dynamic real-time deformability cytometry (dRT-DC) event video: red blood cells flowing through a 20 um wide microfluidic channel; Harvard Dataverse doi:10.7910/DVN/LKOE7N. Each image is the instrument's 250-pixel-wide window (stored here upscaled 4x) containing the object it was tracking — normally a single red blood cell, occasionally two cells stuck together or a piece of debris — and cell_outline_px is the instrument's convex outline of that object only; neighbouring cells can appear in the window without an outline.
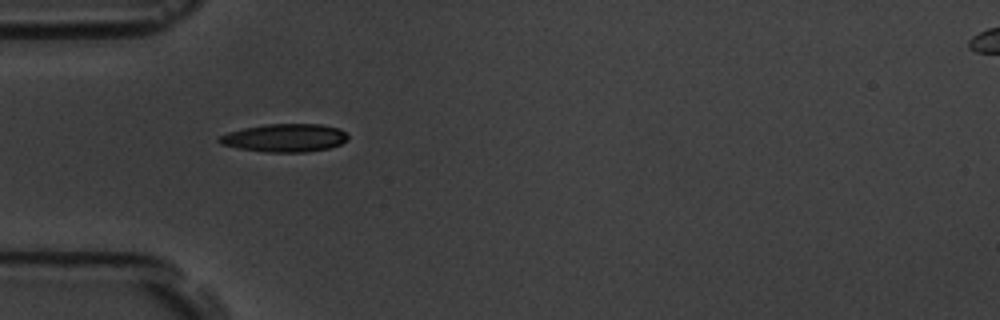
{"species": "common noctule bat (a hibernating species)", "species_latin": "Nyctalus noctula", "temperature_condition": "room temperature", "stored_images_in_passage": 12, "camera_frame_rate_fps": 3000, "um_per_image_px": 0.085, "animal": {"sex": "male", "body_mass_g": 19.5, "forearm_length_mm": 54.6}, "frame": {"image": 1, "passage_image": 1, "time_ms": 0.0, "image_size_px": [1000, 320], "cell_outline_px": [[348, 140], [340, 144], [328, 148], [308, 152], [264, 152], [240, 148], [220, 144], [216, 140], [220, 136], [228, 132], [244, 128], [264, 124], [320, 124], [340, 128], [348, 136]], "centroid_in_image_um": [24.21, 11.72], "position_along_channel_um": 60.8, "area_um2": 21.1}}
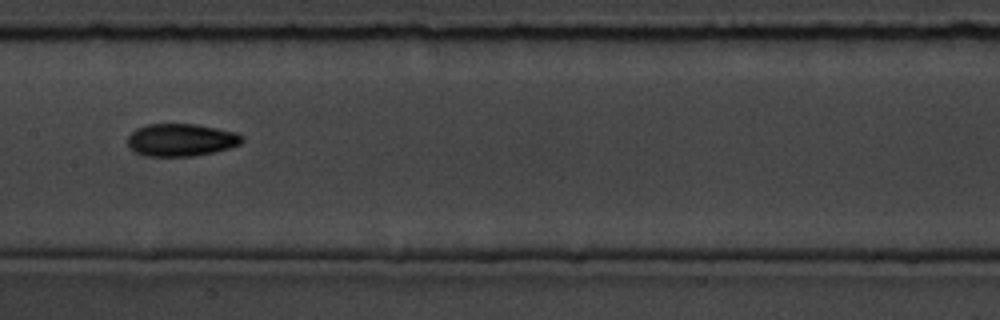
{"frame": {"image": 2, "passage_image": 4, "time_ms": 3.667, "image_size_px": [1000, 320], "cell_outline_px": [[244, 140], [240, 144], [228, 148], [212, 152], [192, 156], [144, 156], [136, 152], [128, 144], [128, 136], [136, 128], [148, 124], [196, 124], [236, 132], [244, 136]], "centroid_in_image_um": [15.4, 11.89], "position_along_channel_um": 192.0, "area_um2": 21.62}}
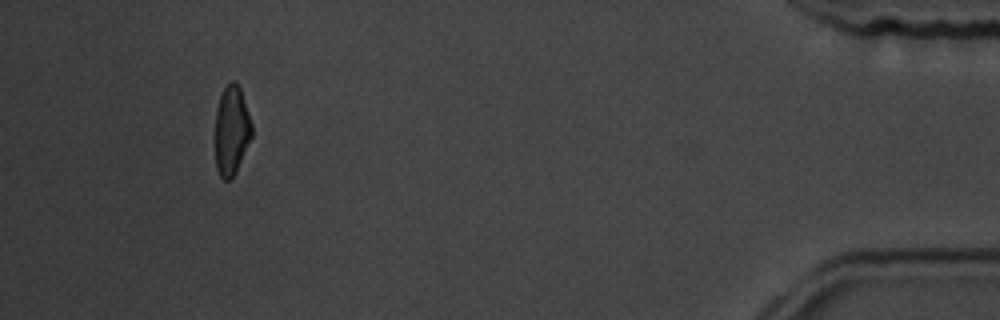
{"frame": {"image": 3, "passage_image": 11, "time_ms": 11.667, "image_size_px": [1000, 320], "cell_outline_px": [[252, 136], [236, 172], [228, 180], [224, 180], [220, 176], [216, 168], [216, 108], [220, 96], [224, 88], [232, 80], [236, 80], [240, 88], [252, 124]], "centroid_in_image_um": [19.69, 11.08], "position_along_channel_um": 415.5, "area_um2": 18.9}, "authors_computed_cell_mechanics": {"area_um2": 20.7213, "velocity_mm_per_s": 3.6514, "shape_relaxation_time_tau1_ms": 7.3017, "shape_relaxation_time_tau2_ms": 9.812, "deformation_change_tau1": 0.1896, "deformation_change_tau2": 0.1688}}